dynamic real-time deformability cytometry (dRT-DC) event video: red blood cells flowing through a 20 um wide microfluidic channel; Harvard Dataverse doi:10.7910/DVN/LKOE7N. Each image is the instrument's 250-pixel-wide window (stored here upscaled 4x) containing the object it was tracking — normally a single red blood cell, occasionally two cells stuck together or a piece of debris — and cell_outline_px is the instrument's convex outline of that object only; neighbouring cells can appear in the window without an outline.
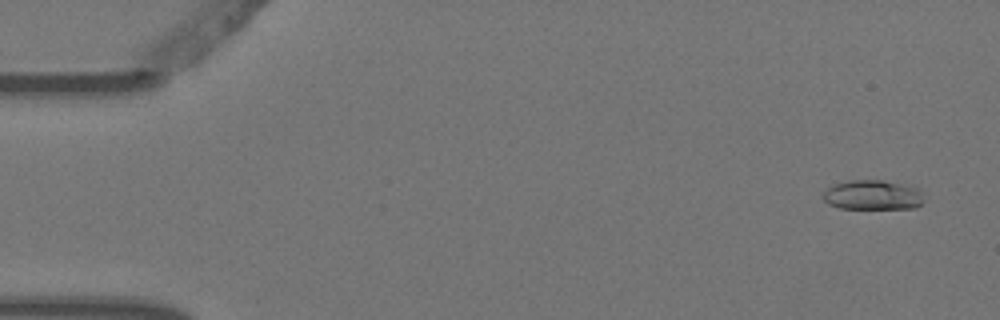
{"species": "Egyptian fruit bat (a non-hibernating species)", "species_latin": "Rousettus aegyptiacus", "temperature_condition": "warm", "stored_images_in_passage": 4, "camera_frame_rate_fps": 3000, "um_per_image_px": 0.085, "animal": {"sex": "female"}, "frame": {"image": 1, "passage_image": 1, "time_ms": 0.0, "image_size_px": [1000, 320], "cell_outline_px": [[920, 204], [916, 208], [840, 208], [828, 204], [820, 196], [828, 188], [836, 184], [848, 180], [884, 180], [916, 188], [920, 192]], "centroid_in_image_um": [74.1, 16.57], "position_along_channel_um": 10.9, "area_um2": 17.11}}